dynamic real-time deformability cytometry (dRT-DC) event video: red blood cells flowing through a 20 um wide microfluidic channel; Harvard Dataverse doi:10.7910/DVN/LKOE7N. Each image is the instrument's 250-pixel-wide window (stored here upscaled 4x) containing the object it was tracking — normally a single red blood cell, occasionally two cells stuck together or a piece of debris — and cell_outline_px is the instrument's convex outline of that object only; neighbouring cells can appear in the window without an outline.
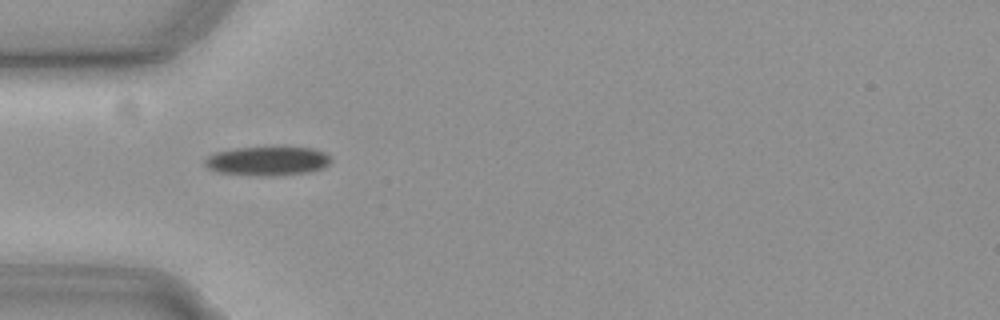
{"species": "common noctule bat (a hibernating species)", "species_latin": "Nyctalus noctula", "temperature_condition": "cold", "stored_images_in_passage": 39, "camera_frame_rate_fps": 3000, "um_per_image_px": 0.085, "animal": {"sex": "female", "body_mass_g": 19.3, "forearm_length_mm": 54.1}, "frame": {"image": 1, "passage_image": 1, "time_ms": 0.0, "image_size_px": [1000, 320], "cell_outline_px": [[332, 160], [324, 168], [308, 172], [276, 176], [260, 176], [220, 172], [208, 168], [204, 164], [204, 160], [208, 156], [216, 152], [236, 148], [312, 148], [324, 152]], "centroid_in_image_um": [22.74, 13.7], "position_along_channel_um": 62.3, "area_um2": 21.1}}
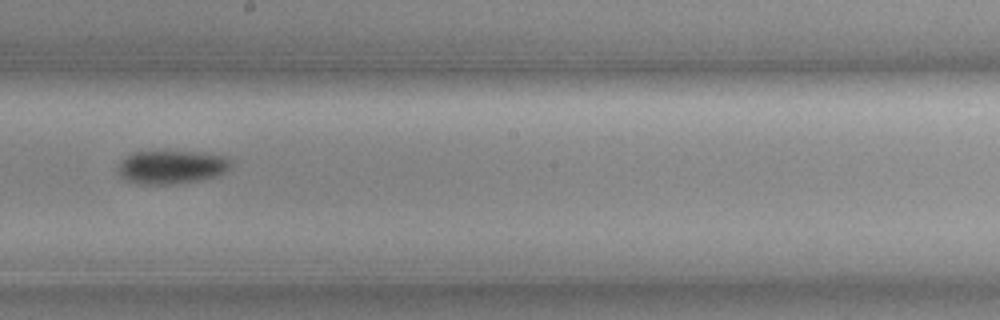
{"frame": {"image": 2, "passage_image": 15, "time_ms": 4.667, "image_size_px": [1000, 320], "cell_outline_px": [[232, 164], [224, 172], [216, 176], [176, 184], [136, 184], [120, 176], [116, 168], [120, 160], [132, 152], [192, 152], [228, 156], [232, 160]], "centroid_in_image_um": [14.55, 14.2], "position_along_channel_um": 233.7, "area_um2": 21.96}}
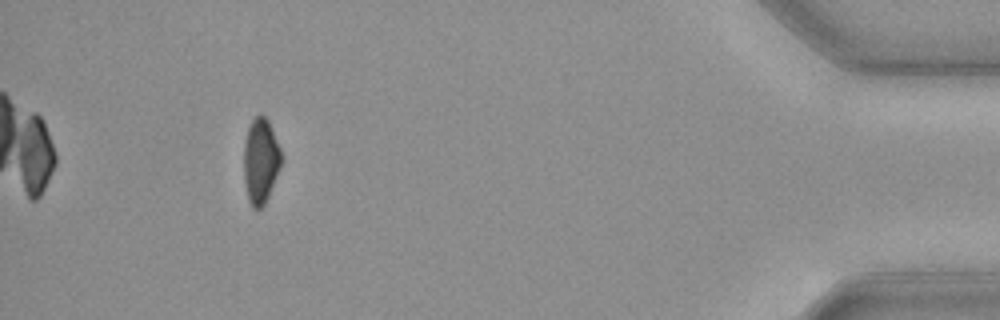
{"frame": {"image": 3, "passage_image": 35, "time_ms": 11.333, "image_size_px": [1000, 320], "cell_outline_px": [[280, 164], [276, 176], [268, 196], [264, 204], [260, 208], [252, 208], [248, 200], [244, 180], [244, 144], [248, 128], [252, 120], [260, 112], [268, 120], [280, 148]], "centroid_in_image_um": [22.13, 13.66], "position_along_channel_um": 413.1, "area_um2": 18.26}, "authors_computed_cell_mechanics": {"area_um2": 20.9814, "velocity_mm_per_s": 3.7169, "shape_relaxation_time_tau1_ms": 3.0835, "shape_relaxation_time_tau2_ms": null, "deformation_change_tau1": 0.0805, "deformation_change_tau2": null}}